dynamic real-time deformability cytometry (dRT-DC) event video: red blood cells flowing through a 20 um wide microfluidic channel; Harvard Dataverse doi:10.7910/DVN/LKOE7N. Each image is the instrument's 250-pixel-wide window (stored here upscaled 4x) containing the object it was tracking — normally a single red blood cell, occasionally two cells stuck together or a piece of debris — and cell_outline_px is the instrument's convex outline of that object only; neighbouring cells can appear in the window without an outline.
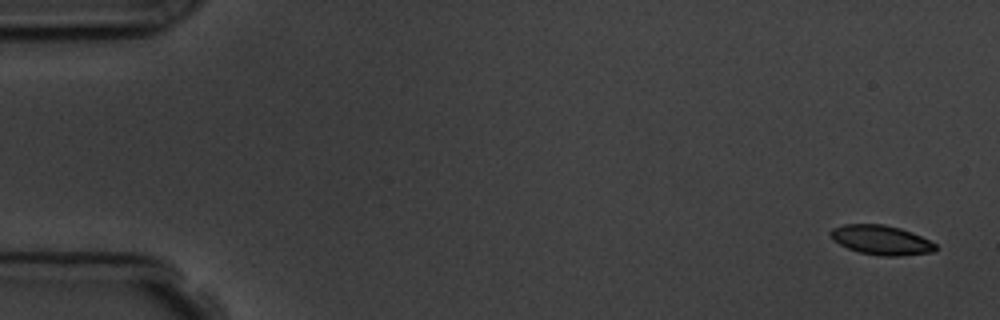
{"species": "common noctule bat (a hibernating species)", "species_latin": "Nyctalus noctula", "temperature_condition": "room temperature", "stored_images_in_passage": 15, "camera_frame_rate_fps": 3000, "um_per_image_px": 0.085, "animal": {"sex": "male", "body_mass_g": 19.5, "forearm_length_mm": 54.6}, "frame": {"image": 1, "passage_image": 1, "time_ms": 0.0, "image_size_px": [1000, 320], "cell_outline_px": [[936, 252], [900, 256], [880, 256], [860, 252], [848, 248], [832, 240], [828, 232], [832, 228], [844, 224], [884, 224], [900, 228], [912, 232], [936, 244]], "centroid_in_image_um": [74.89, 20.4], "position_along_channel_um": 10.1, "area_um2": 18.15}}
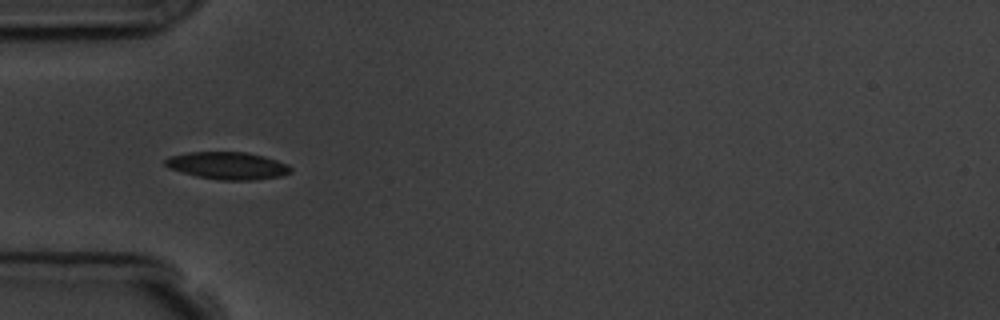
{"frame": {"image": 2, "passage_image": 5, "time_ms": 5.333, "image_size_px": [1000, 320], "cell_outline_px": [[292, 172], [280, 176], [256, 180], [220, 180], [196, 176], [168, 168], [164, 164], [164, 160], [168, 156], [188, 152], [248, 152], [264, 156], [288, 164], [292, 168]], "centroid_in_image_um": [19.34, 14.08], "position_along_channel_um": 65.7, "area_um2": 20.17}, "authors_computed_cell_mechanics": {"area_um2": 18.9006, "velocity_mm_per_s": 3.6086, "shape_relaxation_time_tau1_ms": 1.5647, "shape_relaxation_time_tau2_ms": 3.3776, "deformation_change_tau1": 0.0794, "deformation_change_tau2": 0.0535}}